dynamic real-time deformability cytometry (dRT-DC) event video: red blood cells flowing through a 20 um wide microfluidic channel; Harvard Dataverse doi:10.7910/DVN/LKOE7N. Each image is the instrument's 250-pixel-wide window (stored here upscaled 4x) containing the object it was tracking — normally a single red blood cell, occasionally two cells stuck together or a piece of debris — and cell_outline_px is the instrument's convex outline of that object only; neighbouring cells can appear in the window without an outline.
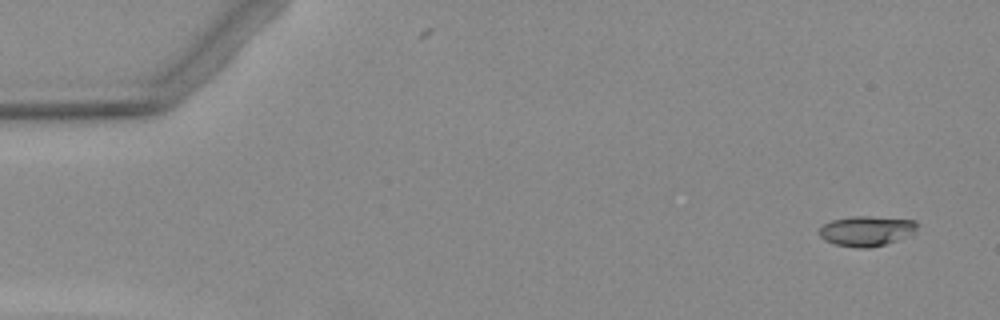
{"species": "Egyptian fruit bat (a non-hibernating species)", "species_latin": "Rousettus aegyptiacus", "temperature_condition": "warm", "stored_images_in_passage": 4, "camera_frame_rate_fps": 3000, "um_per_image_px": 0.085, "animal": {"sex": "female"}, "frame": {"image": 1, "passage_image": 1, "time_ms": 0.0, "image_size_px": [1000, 320], "cell_outline_px": [[916, 228], [912, 236], [884, 244], [868, 248], [856, 248], [836, 244], [824, 240], [820, 236], [820, 228], [824, 224], [832, 220], [852, 216], [868, 216], [916, 220]], "centroid_in_image_um": [73.67, 19.63], "position_along_channel_um": 11.3, "area_um2": 17.17}}